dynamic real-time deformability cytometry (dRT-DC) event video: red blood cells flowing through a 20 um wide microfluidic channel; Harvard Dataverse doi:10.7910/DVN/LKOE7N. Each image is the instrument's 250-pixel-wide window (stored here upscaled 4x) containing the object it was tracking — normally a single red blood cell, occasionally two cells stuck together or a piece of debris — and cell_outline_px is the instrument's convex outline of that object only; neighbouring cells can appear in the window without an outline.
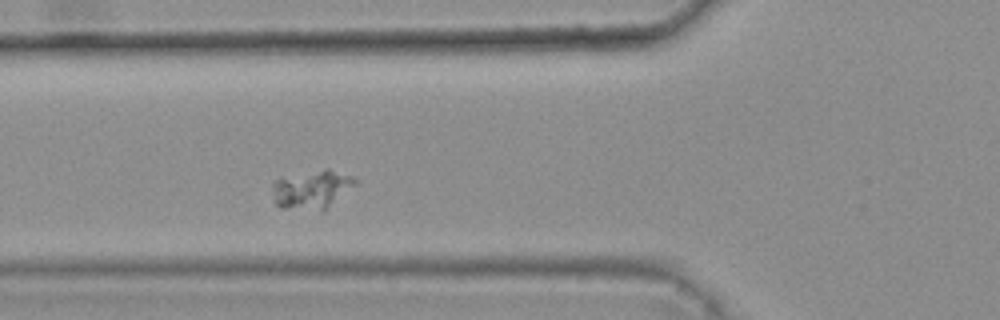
{"species": "common noctule bat (a hibernating species)", "species_latin": "Nyctalus noctula", "temperature_condition": "warm", "stored_images_in_passage": 3, "camera_frame_rate_fps": 3000, "um_per_image_px": 0.085, "animal": {"sex": "female", "body_mass_g": 25.1}, "frame": {"image": 1, "passage_image": 3, "time_ms": 0.667, "image_size_px": [1000, 320], "cell_outline_px": [[356, 184], [324, 212], [280, 208], [272, 200], [272, 184], [276, 180], [324, 168], [328, 168], [348, 176], [356, 180]], "centroid_in_image_um": [26.48, 16.16], "position_along_channel_um": 99.3, "area_um2": 18.73}}